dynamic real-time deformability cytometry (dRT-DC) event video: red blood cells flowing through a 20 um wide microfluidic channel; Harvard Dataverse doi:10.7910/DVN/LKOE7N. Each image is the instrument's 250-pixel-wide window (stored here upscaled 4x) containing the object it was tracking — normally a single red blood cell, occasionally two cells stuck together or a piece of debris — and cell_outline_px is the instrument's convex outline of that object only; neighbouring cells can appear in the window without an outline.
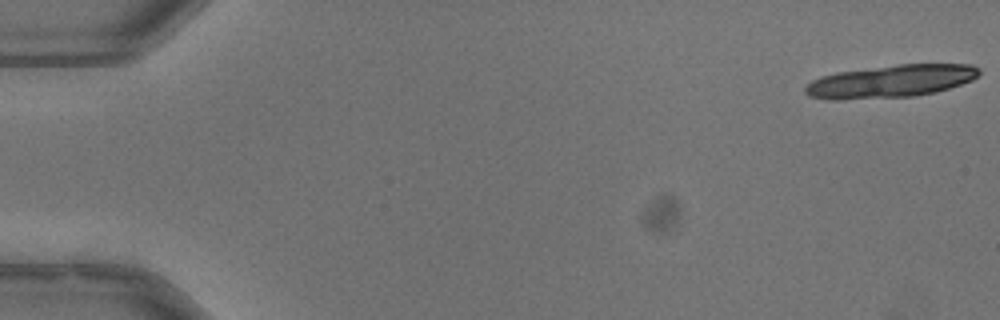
{"species": "common noctule bat (a hibernating species)", "species_latin": "Nyctalus noctula", "temperature_condition": "warm", "stored_images_in_passage": 24, "camera_frame_rate_fps": 3000, "um_per_image_px": 0.085, "animal": {"sex": "male", "body_mass_g": 13.3}, "frame": {"image": 1, "passage_image": 1, "time_ms": 0.0, "image_size_px": [1000, 320], "cell_outline_px": [[980, 72], [972, 80], [936, 92], [916, 96], [840, 100], [828, 100], [808, 96], [804, 92], [804, 88], [812, 80], [820, 76], [836, 72], [900, 64], [972, 64], [980, 68]], "centroid_in_image_um": [75.68, 6.91], "position_along_channel_um": 9.3, "area_um2": 33.23}}